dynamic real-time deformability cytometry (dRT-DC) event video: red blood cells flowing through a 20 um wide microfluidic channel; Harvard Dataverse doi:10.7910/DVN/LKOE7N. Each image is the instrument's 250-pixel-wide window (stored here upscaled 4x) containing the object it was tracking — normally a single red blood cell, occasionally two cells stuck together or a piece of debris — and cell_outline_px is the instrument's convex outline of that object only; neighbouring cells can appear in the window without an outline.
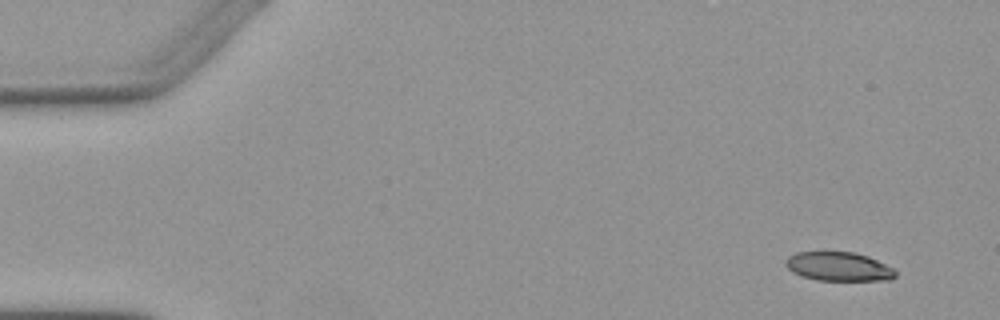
{"species": "Egyptian fruit bat (a non-hibernating species)", "species_latin": "Rousettus aegyptiacus", "temperature_condition": "warm", "stored_images_in_passage": 4, "camera_frame_rate_fps": 3000, "um_per_image_px": 0.085, "animal": {"sex": "female"}, "frame": {"image": 1, "passage_image": 1, "time_ms": 0.0, "image_size_px": [1000, 320], "cell_outline_px": [[896, 276], [892, 280], [816, 280], [800, 276], [792, 272], [784, 264], [784, 260], [788, 256], [796, 252], [856, 252], [868, 256], [892, 268], [896, 272]], "centroid_in_image_um": [71.24, 22.66], "position_along_channel_um": 13.8, "area_um2": 18.61}}
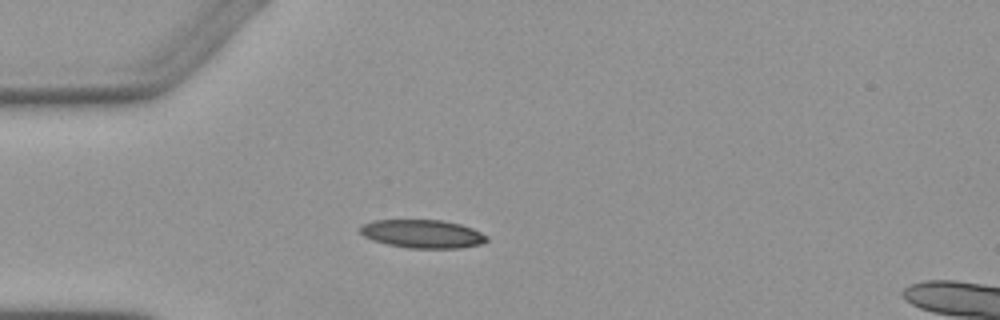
{"frame": {"image": 2, "passage_image": 4, "time_ms": 3.667, "image_size_px": [1000, 320], "cell_outline_px": [[488, 240], [484, 244], [460, 248], [408, 248], [388, 244], [372, 240], [364, 236], [360, 232], [360, 228], [364, 224], [372, 220], [444, 220], [460, 224], [472, 228], [488, 236]], "centroid_in_image_um": [35.95, 19.88], "position_along_channel_um": 49.1, "area_um2": 20.98}}